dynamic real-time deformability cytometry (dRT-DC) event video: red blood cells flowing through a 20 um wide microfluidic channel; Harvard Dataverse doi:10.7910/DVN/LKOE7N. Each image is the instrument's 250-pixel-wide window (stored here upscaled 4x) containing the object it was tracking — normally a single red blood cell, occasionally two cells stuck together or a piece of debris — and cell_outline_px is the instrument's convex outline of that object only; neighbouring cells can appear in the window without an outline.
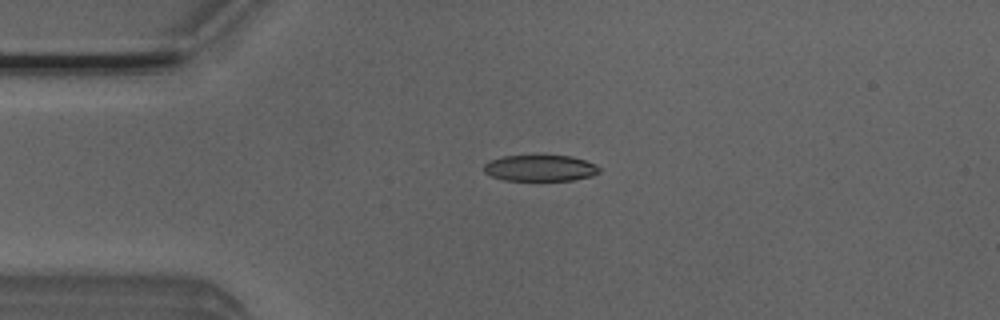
{"species": "Egyptian fruit bat (a non-hibernating species)", "species_latin": "Rousettus aegyptiacus", "temperature_condition": "room temperature", "stored_images_in_passage": 2, "camera_frame_rate_fps": 3000, "um_per_image_px": 0.085, "animal": {"sex": "male"}, "frame": {"image": 1, "passage_image": 1, "time_ms": 0.0, "image_size_px": [1000, 320], "cell_outline_px": [[600, 172], [592, 176], [572, 180], [504, 180], [492, 176], [484, 172], [484, 164], [488, 160], [504, 156], [572, 156], [596, 164], [600, 168]], "centroid_in_image_um": [45.92, 14.29], "position_along_channel_um": 39.1, "area_um2": 17.57}}